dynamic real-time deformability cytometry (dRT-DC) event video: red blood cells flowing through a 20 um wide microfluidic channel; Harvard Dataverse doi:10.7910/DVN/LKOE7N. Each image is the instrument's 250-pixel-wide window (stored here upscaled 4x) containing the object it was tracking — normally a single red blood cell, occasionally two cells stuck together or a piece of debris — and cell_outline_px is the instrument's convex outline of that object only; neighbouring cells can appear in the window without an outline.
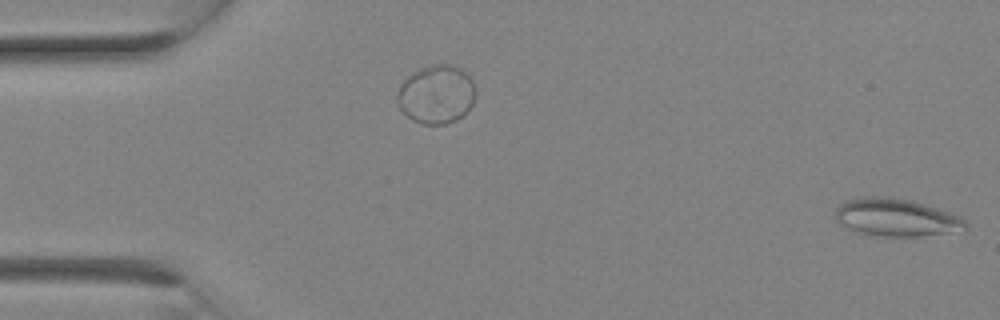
{"species": "Egyptian fruit bat (a non-hibernating species)", "species_latin": "Rousettus aegyptiacus", "temperature_condition": "room temperature", "stored_images_in_passage": 3, "segment_of_instrument_passage": [2, 2], "camera_frame_rate_fps": 3000, "um_per_image_px": 0.085, "animal": {"sex": "female"}, "frame": {"image": 1, "passage_image": 3, "time_ms": 0.667, "image_size_px": [1000, 320], "cell_outline_px": [[968, 228], [964, 232], [920, 236], [880, 236], [860, 232], [848, 228], [840, 224], [836, 220], [836, 208], [840, 204], [848, 200], [864, 196], [892, 196], [912, 200], [960, 216], [968, 224]], "centroid_in_image_um": [76.24, 18.49], "position_along_channel_um": 8.8, "area_um2": 28.84}}